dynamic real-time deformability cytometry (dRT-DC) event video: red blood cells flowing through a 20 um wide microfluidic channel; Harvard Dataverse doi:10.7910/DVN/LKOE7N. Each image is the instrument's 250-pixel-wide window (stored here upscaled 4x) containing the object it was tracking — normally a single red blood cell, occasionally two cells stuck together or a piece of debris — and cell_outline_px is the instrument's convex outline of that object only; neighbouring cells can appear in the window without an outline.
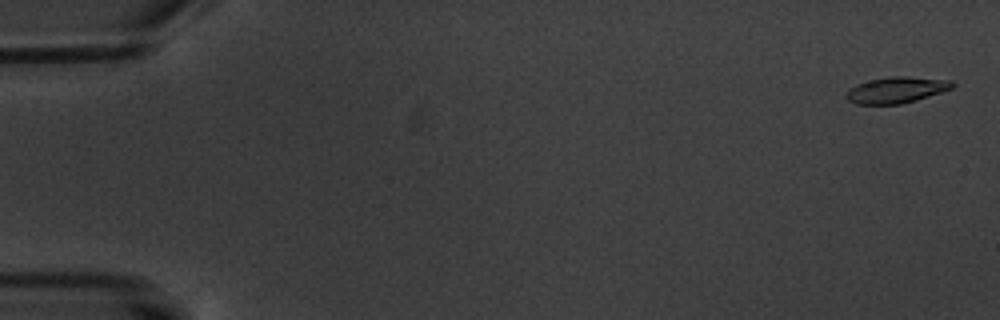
{"species": "common noctule bat (a hibernating species)", "species_latin": "Nyctalus noctula", "temperature_condition": "warm", "stored_images_in_passage": 6, "camera_frame_rate_fps": 3000, "um_per_image_px": 0.085, "animal": {"sex": "male", "body_mass_g": 20.1, "forearm_length_mm": 53.5}, "frame": {"image": 1, "passage_image": 1, "time_ms": 0.0, "image_size_px": [1000, 320], "cell_outline_px": [[956, 84], [952, 88], [916, 100], [900, 104], [856, 104], [848, 100], [844, 96], [848, 88], [856, 84], [888, 76], [904, 76], [952, 80]], "centroid_in_image_um": [76.16, 7.64], "position_along_channel_um": 8.8, "area_um2": 16.18}}
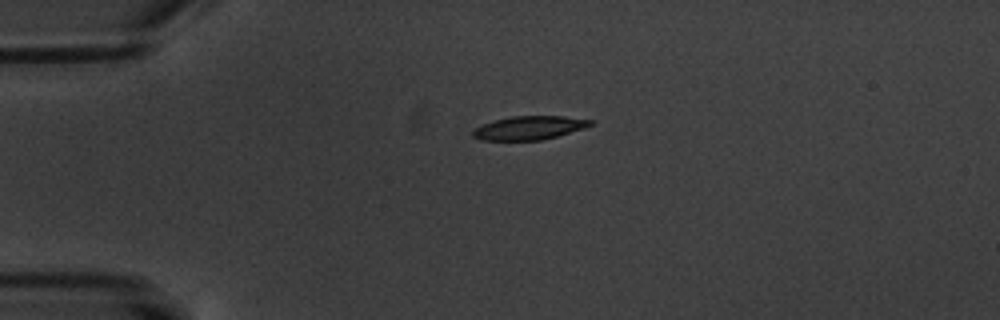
{"frame": {"image": 2, "passage_image": 4, "time_ms": 4.333, "image_size_px": [1000, 320], "cell_outline_px": [[596, 124], [584, 128], [556, 136], [540, 140], [484, 140], [472, 136], [472, 132], [476, 128], [484, 124], [496, 120], [512, 116], [564, 116], [596, 120]], "centroid_in_image_um": [45.07, 10.86], "position_along_channel_um": 39.9, "area_um2": 16.07}}
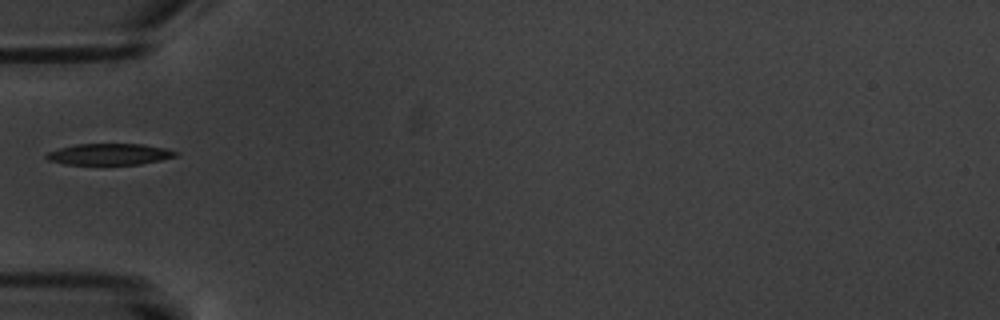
{"frame": {"image": 3, "passage_image": 6, "time_ms": 6.333, "image_size_px": [1000, 320], "cell_outline_px": [[180, 156], [140, 164], [64, 164], [48, 160], [44, 156], [48, 152], [60, 148], [76, 144], [140, 144], [164, 148], [180, 152]], "centroid_in_image_um": [9.33, 13.11], "position_along_channel_um": 75.7, "area_um2": 16.01}}